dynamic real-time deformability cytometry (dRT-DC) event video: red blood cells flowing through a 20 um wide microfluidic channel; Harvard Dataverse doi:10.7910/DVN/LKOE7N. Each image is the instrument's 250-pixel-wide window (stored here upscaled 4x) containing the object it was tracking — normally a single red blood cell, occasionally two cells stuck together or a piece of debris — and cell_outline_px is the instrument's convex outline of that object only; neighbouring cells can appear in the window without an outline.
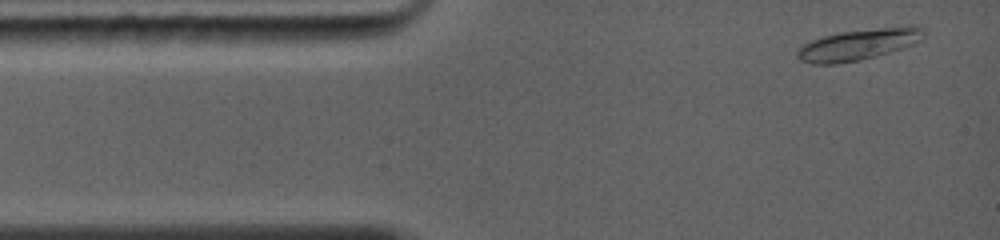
{"species": "common noctule bat (a hibernating species)", "species_latin": "Nyctalus noctula", "temperature_condition": "warm", "stored_images_in_passage": 24, "camera_frame_rate_fps": 5000, "um_per_image_px": 0.085, "animal": {"sex": "female", "body_mass_g": 19.0, "forearm_length_mm": 56.7}, "frame": {"image": 1, "passage_image": 1, "time_ms": 0.0, "image_size_px": [1000, 240], "cell_outline_px": [[924, 36], [920, 40], [912, 44], [876, 56], [860, 60], [836, 64], [812, 64], [800, 60], [796, 56], [796, 52], [804, 44], [812, 40], [824, 36], [840, 32], [904, 24], [912, 24], [924, 28]], "centroid_in_image_um": [73.01, 3.75], "position_along_channel_um": 12.0, "area_um2": 23.12}}
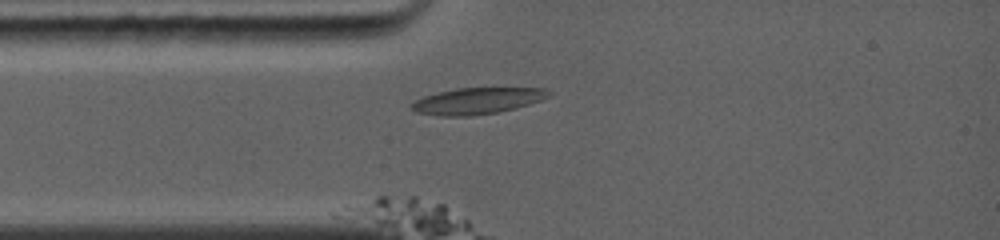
{"frame": {"image": 2, "passage_image": 10, "time_ms": 2.0, "image_size_px": [1000, 240], "cell_outline_px": [[552, 96], [516, 108], [500, 112], [472, 116], [440, 116], [416, 112], [408, 104], [424, 96], [456, 88], [544, 88], [552, 92]], "centroid_in_image_um": [40.58, 8.58], "position_along_channel_um": 44.4, "area_um2": 21.15}}
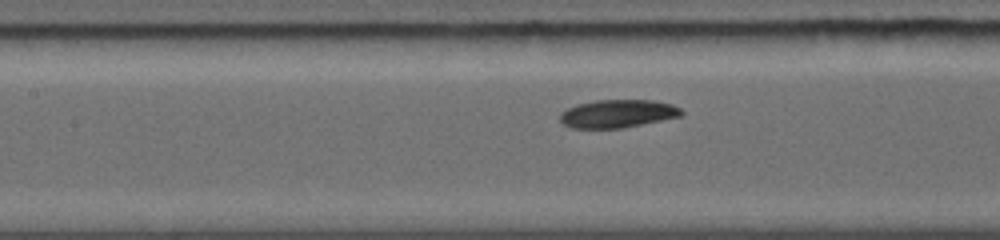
{"frame": {"image": 3, "passage_image": 22, "time_ms": 4.6, "image_size_px": [1000, 240], "cell_outline_px": [[684, 112], [680, 116], [624, 128], [572, 128], [564, 124], [560, 120], [560, 112], [576, 104], [596, 100], [652, 100], [672, 104], [680, 108]], "centroid_in_image_um": [52.49, 9.66], "position_along_channel_um": 154.9, "area_um2": 19.83}}